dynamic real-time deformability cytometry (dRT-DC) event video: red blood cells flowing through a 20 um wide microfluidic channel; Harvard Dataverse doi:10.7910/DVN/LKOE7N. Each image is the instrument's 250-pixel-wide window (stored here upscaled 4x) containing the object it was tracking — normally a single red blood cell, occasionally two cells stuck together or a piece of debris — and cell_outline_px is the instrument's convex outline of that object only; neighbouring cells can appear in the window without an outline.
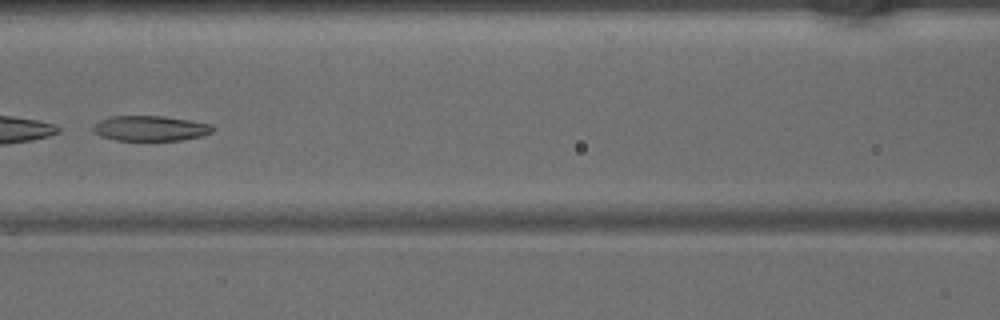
{"species": "common noctule bat (a hibernating species)", "species_latin": "Nyctalus noctula", "temperature_condition": "warm", "stored_images_in_passage": 43, "camera_frame_rate_fps": 3000, "um_per_image_px": 0.085, "animal": {"sex": "male", "body_mass_g": 15.6}, "frame": {"image": 1, "passage_image": 19, "time_ms": 6.0, "image_size_px": [1000, 320], "cell_outline_px": [[216, 128], [212, 132], [200, 136], [180, 140], [116, 140], [100, 136], [92, 132], [88, 128], [92, 124], [100, 120], [112, 116], [164, 116], [212, 124]], "centroid_in_image_um": [12.71, 10.9], "position_along_channel_um": 153.9, "area_um2": 17.74}}